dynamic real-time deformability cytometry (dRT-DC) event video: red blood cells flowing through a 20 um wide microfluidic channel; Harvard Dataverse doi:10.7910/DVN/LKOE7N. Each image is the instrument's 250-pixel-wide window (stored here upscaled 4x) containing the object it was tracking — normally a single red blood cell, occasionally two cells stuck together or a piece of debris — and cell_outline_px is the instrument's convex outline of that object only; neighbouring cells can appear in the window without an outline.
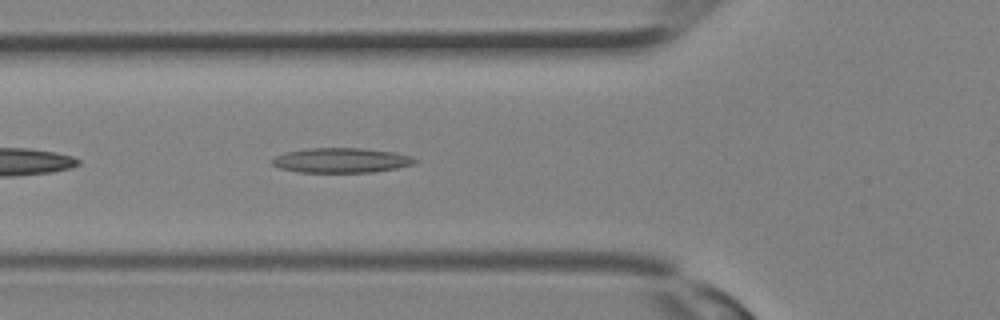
{"species": "Egyptian fruit bat (a non-hibernating species)", "species_latin": "Rousettus aegyptiacus", "temperature_condition": "room temperature", "stored_images_in_passage": 4, "camera_frame_rate_fps": 3000, "um_per_image_px": 0.085, "animal": {"sex": "female"}, "frame": {"image": 1, "passage_image": 2, "time_ms": 0.333, "image_size_px": [1000, 320], "cell_outline_px": [[420, 160], [416, 164], [396, 168], [372, 172], [300, 172], [280, 168], [272, 164], [268, 160], [284, 152], [308, 148], [364, 148], [392, 152], [412, 156]], "centroid_in_image_um": [29.01, 13.62], "position_along_channel_um": 96.8, "area_um2": 20.81}}
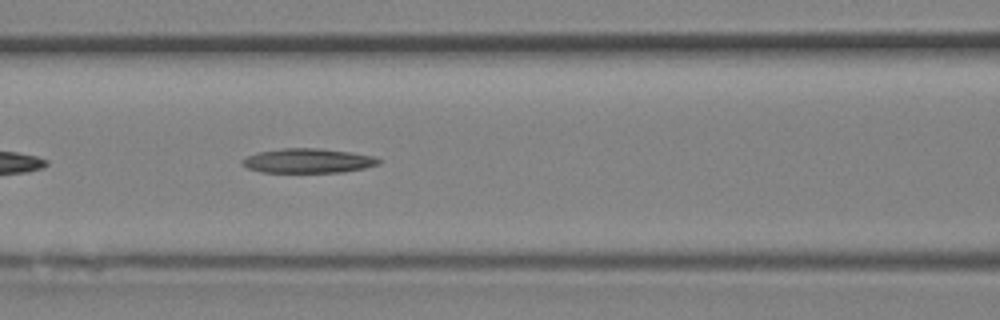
{"frame": {"image": 2, "passage_image": 4, "time_ms": 1.0, "image_size_px": [1000, 320], "cell_outline_px": [[384, 160], [380, 164], [364, 168], [344, 172], [260, 172], [248, 168], [240, 164], [248, 156], [260, 152], [284, 148], [316, 148], [348, 152], [376, 156]], "centroid_in_image_um": [26.25, 13.67], "position_along_channel_um": 140.4, "area_um2": 19.36}}